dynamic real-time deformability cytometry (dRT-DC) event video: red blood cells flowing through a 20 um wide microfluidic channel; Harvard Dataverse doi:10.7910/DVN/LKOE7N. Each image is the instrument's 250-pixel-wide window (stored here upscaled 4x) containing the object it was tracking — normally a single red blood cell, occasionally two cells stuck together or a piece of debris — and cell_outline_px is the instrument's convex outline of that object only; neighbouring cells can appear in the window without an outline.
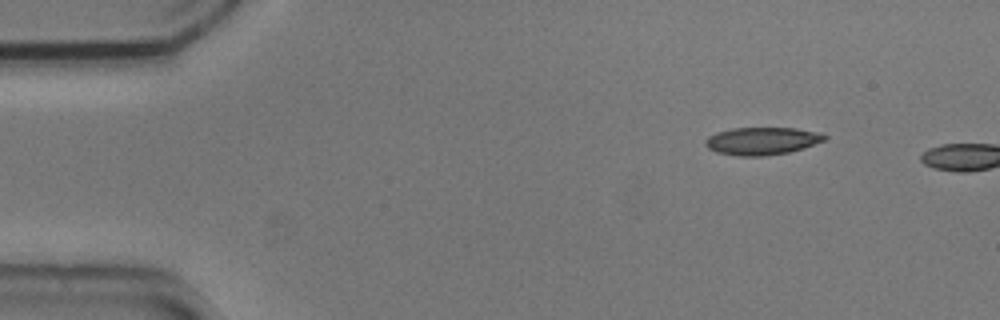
{"species": "common noctule bat (a hibernating species)", "species_latin": "Nyctalus noctula", "temperature_condition": "cold", "stored_images_in_passage": 2, "camera_frame_rate_fps": 3000, "um_per_image_px": 0.085, "animal": {"sex": "male", "body_mass_g": 20.5, "forearm_length_mm": 52.5}, "frame": {"image": 1, "passage_image": 1, "time_ms": 0.0, "image_size_px": [1000, 320], "cell_outline_px": [[828, 136], [824, 140], [804, 148], [788, 152], [764, 156], [736, 156], [716, 152], [708, 148], [704, 144], [704, 140], [708, 136], [716, 132], [732, 128], [796, 128], [824, 132]], "centroid_in_image_um": [64.77, 11.97], "position_along_channel_um": 20.2, "area_um2": 19.42}}